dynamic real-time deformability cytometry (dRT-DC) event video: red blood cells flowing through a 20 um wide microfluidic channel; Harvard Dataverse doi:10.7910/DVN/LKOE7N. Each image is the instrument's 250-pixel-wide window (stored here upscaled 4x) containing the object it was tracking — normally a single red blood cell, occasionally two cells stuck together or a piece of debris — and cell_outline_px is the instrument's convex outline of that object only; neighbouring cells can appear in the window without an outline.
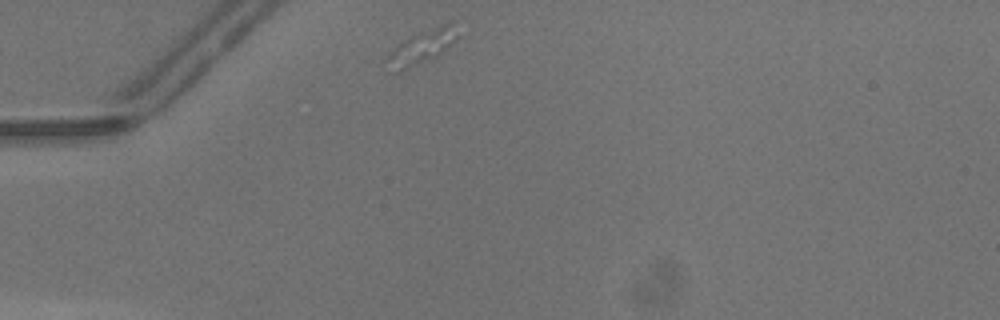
{"species": "common noctule bat (a hibernating species)", "species_latin": "Nyctalus noctula", "temperature_condition": "warm", "stored_images_in_passage": 3, "camera_frame_rate_fps": 3000, "um_per_image_px": 0.085, "animal": {"sex": "male", "body_mass_g": 13.3}, "frame": {"image": 1, "passage_image": 1, "time_ms": 0.0, "image_size_px": [1000, 320], "cell_outline_px": [[456, 40], [452, 44], [436, 56], [408, 68], [400, 68], [388, 56], [388, 52], [404, 40], [420, 32], [452, 20], [456, 36]], "centroid_in_image_um": [35.99, 3.88], "position_along_channel_um": 49.0, "area_um2": 12.54}}